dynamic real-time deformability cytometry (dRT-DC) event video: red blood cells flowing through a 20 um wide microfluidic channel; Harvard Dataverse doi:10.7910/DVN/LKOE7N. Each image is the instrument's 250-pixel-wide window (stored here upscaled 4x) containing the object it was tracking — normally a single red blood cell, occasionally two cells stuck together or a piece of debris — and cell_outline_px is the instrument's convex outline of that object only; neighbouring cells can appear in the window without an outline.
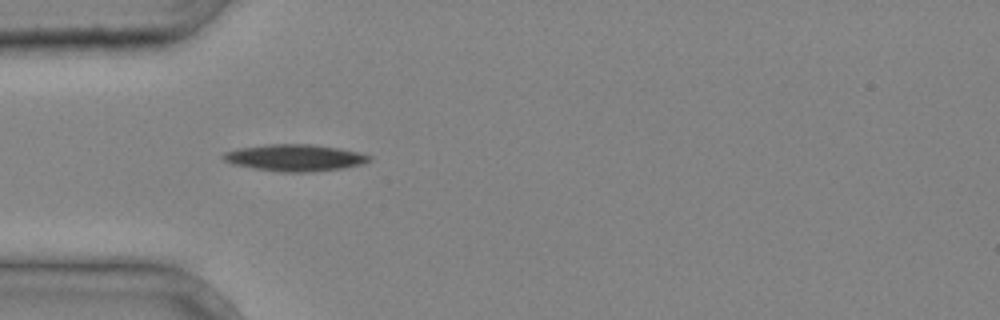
{"species": "common noctule bat (a hibernating species)", "species_latin": "Nyctalus noctula", "temperature_condition": "cold", "stored_images_in_passage": 3, "camera_frame_rate_fps": 3000, "um_per_image_px": 0.085, "animal": {"sex": "male", "body_mass_g": 20.4}, "frame": {"image": 1, "passage_image": 3, "time_ms": 0.667, "image_size_px": [1000, 320], "cell_outline_px": [[372, 160], [364, 164], [344, 168], [312, 172], [280, 172], [252, 168], [232, 164], [224, 160], [220, 156], [224, 152], [240, 148], [268, 144], [312, 144], [336, 148], [356, 152], [372, 156]], "centroid_in_image_um": [25.05, 13.42], "position_along_channel_um": 59.9, "area_um2": 22.83}}